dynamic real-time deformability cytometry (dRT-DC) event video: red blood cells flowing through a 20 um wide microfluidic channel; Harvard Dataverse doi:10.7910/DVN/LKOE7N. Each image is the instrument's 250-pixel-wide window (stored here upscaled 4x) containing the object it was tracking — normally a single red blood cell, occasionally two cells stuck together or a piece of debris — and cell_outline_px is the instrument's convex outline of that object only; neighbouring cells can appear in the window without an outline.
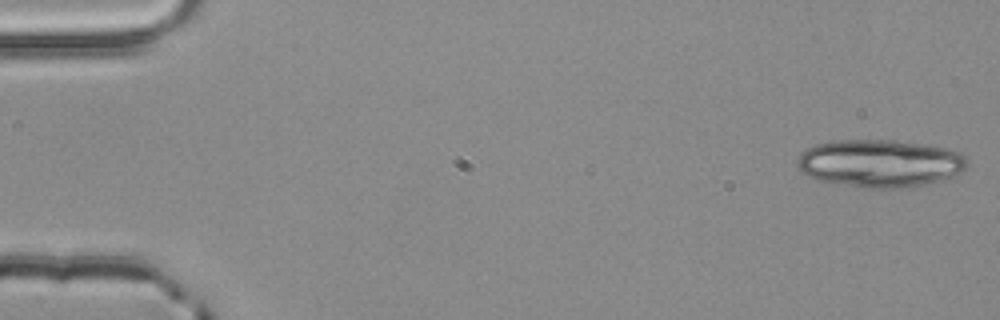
{"species": "common noctule bat (a hibernating species)", "species_latin": "Nyctalus noctula", "temperature_condition": "room temperature", "stored_images_in_passage": 13, "camera_frame_rate_fps": 3000, "um_per_image_px": 0.085, "animal": {"sex": "male", "body_mass_g": 20.4}, "frame": {"image": 1, "passage_image": 1, "time_ms": 0.0, "image_size_px": [1000, 320], "cell_outline_px": [[968, 164], [960, 172], [952, 176], [940, 180], [924, 184], [904, 188], [864, 188], [832, 184], [820, 180], [800, 172], [796, 164], [796, 160], [800, 152], [804, 148], [816, 144], [832, 140], [892, 140], [952, 148], [960, 152], [968, 160]], "centroid_in_image_um": [74.75, 13.88], "position_along_channel_um": 10.3, "area_um2": 47.8}}